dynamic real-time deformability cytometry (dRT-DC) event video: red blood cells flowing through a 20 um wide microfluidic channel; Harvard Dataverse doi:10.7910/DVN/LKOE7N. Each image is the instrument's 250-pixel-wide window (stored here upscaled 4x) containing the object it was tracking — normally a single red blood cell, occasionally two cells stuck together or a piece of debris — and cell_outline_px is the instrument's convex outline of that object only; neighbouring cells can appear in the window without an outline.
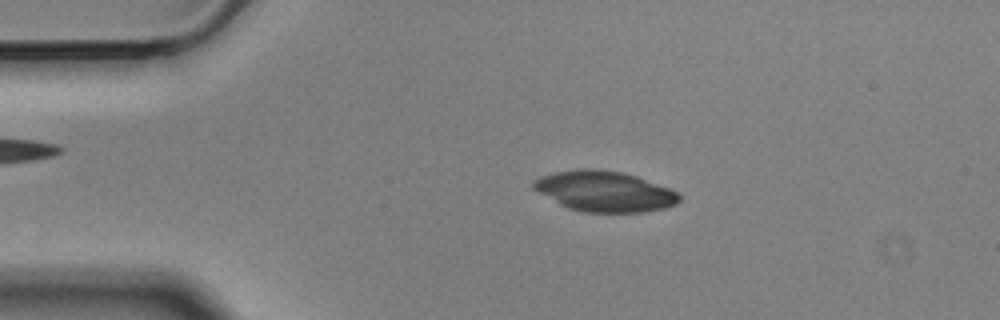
{"species": "Egyptian fruit bat (a non-hibernating species)", "species_latin": "Rousettus aegyptiacus", "temperature_condition": "cold", "stored_images_in_passage": 55, "camera_frame_rate_fps": 3000, "um_per_image_px": 0.085, "animal": {"sex": "male"}, "frame": {"image": 1, "passage_image": 10, "time_ms": 3.0, "image_size_px": [1000, 320], "cell_outline_px": [[680, 200], [676, 204], [664, 208], [644, 212], [584, 212], [568, 208], [560, 204], [532, 188], [532, 180], [540, 176], [556, 172], [576, 168], [600, 168], [620, 172], [636, 176], [668, 188], [676, 192], [680, 196]], "centroid_in_image_um": [51.35, 16.25], "position_along_channel_um": 33.6, "area_um2": 34.33}}